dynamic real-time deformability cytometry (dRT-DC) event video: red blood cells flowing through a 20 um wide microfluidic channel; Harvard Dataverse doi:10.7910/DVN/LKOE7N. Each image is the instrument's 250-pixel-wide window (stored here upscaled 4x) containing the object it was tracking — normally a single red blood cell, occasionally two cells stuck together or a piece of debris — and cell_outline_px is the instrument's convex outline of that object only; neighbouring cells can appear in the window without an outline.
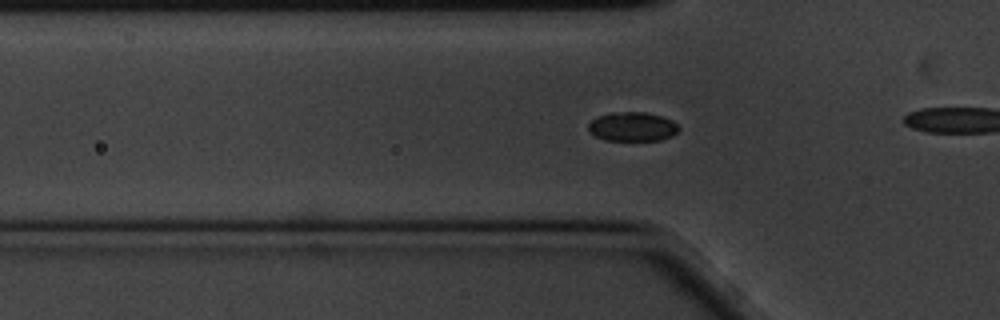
{"species": "common noctule bat (a hibernating species)", "species_latin": "Nyctalus noctula", "temperature_condition": "cold", "stored_images_in_passage": 50, "camera_frame_rate_fps": 3000, "um_per_image_px": 0.085, "animal": {"sex": "male", "body_mass_g": 20.1, "forearm_length_mm": 53.5}, "frame": {"image": 1, "passage_image": 8, "time_ms": 2.333, "image_size_px": [1000, 320], "cell_outline_px": [[680, 128], [672, 136], [660, 140], [604, 140], [588, 132], [588, 124], [592, 120], [600, 116], [612, 112], [644, 112], [660, 116], [672, 120]], "centroid_in_image_um": [53.74, 10.77], "position_along_channel_um": 72.1, "area_um2": 15.26}}
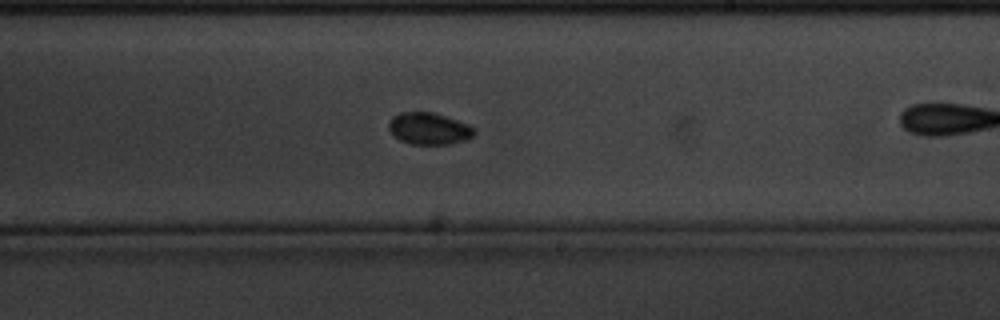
{"frame": {"image": 2, "passage_image": 24, "time_ms": 7.667, "image_size_px": [1000, 320], "cell_outline_px": [[476, 132], [472, 136], [464, 140], [448, 144], [412, 144], [400, 140], [388, 128], [388, 124], [392, 116], [400, 112], [432, 112], [468, 124], [476, 128]], "centroid_in_image_um": [36.46, 10.92], "position_along_channel_um": 252.5, "area_um2": 15.72}}
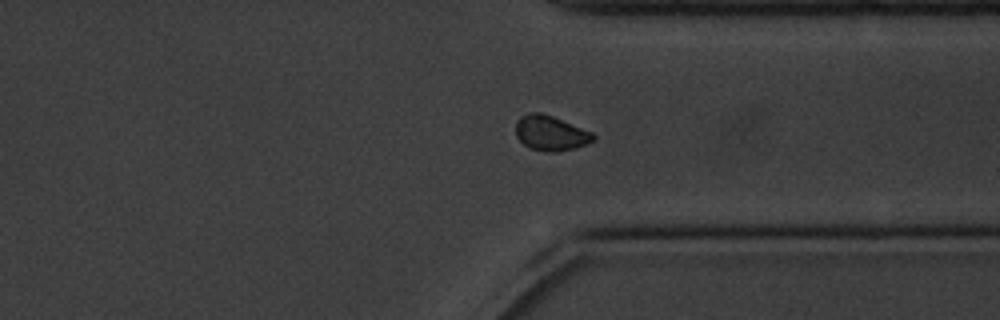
{"frame": {"image": 3, "passage_image": 34, "time_ms": 11.0, "image_size_px": [1000, 320], "cell_outline_px": [[596, 140], [588, 144], [576, 148], [556, 152], [548, 152], [528, 148], [516, 136], [516, 120], [520, 116], [528, 112], [540, 112], [552, 116], [592, 132], [596, 136]], "centroid_in_image_um": [46.81, 11.32], "position_along_channel_um": 364.6, "area_um2": 16.01}}